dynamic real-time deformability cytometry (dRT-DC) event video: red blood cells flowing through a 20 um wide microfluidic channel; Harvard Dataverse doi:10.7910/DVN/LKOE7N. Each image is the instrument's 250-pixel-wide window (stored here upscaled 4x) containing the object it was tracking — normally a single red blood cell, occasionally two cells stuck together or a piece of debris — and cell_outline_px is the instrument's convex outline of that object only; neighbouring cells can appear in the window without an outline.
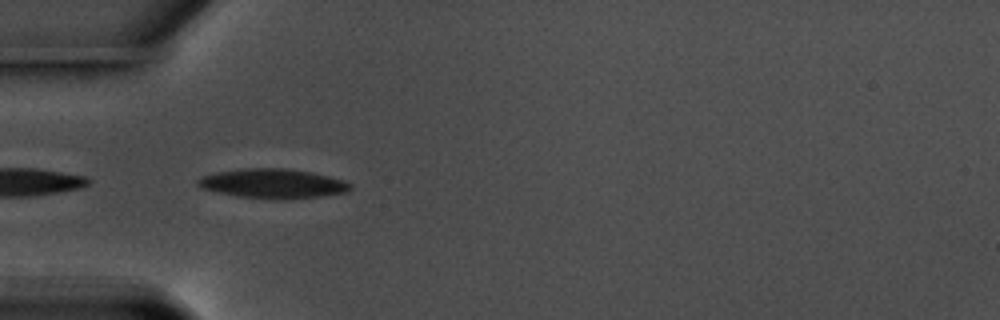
{"species": "common noctule bat (a hibernating species)", "species_latin": "Nyctalus noctula", "temperature_condition": "warm", "stored_images_in_passage": 9, "camera_frame_rate_fps": 3000, "um_per_image_px": 0.085, "animal": {"sex": "male", "body_mass_g": 17.5, "forearm_length_mm": 52.3}, "frame": {"image": 1, "passage_image": 1, "time_ms": 0.0, "image_size_px": [1000, 320], "cell_outline_px": [[352, 188], [348, 192], [320, 196], [280, 200], [240, 196], [200, 188], [196, 184], [196, 180], [200, 176], [216, 172], [240, 168], [288, 168], [312, 172], [344, 180], [352, 184]], "centroid_in_image_um": [23.19, 15.59], "position_along_channel_um": 61.8, "area_um2": 26.36}}